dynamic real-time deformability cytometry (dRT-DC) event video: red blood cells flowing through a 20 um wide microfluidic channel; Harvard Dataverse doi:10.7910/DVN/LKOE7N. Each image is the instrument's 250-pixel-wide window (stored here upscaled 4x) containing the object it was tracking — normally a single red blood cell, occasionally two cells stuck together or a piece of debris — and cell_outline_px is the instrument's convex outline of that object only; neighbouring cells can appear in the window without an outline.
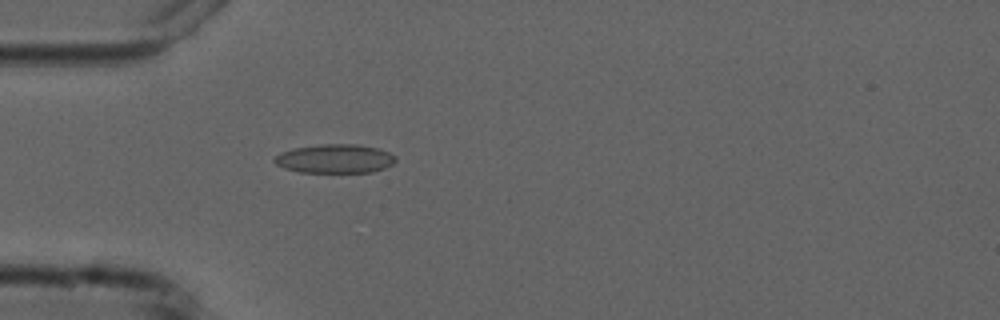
{"species": "common noctule bat (a hibernating species)", "species_latin": "Nyctalus noctula", "temperature_condition": "cold", "stored_images_in_passage": 2, "camera_frame_rate_fps": 3000, "um_per_image_px": 0.085, "animal": {"sex": "male", "forearm_length_mm": 52.5}, "frame": {"image": 1, "passage_image": 2, "time_ms": 1.0, "image_size_px": [1000, 320], "cell_outline_px": [[396, 160], [392, 164], [384, 168], [372, 172], [300, 172], [284, 168], [276, 164], [272, 160], [280, 152], [292, 148], [320, 144], [356, 144], [376, 148], [388, 152], [396, 156]], "centroid_in_image_um": [28.44, 13.48], "position_along_channel_um": 56.6, "area_um2": 20.4}}